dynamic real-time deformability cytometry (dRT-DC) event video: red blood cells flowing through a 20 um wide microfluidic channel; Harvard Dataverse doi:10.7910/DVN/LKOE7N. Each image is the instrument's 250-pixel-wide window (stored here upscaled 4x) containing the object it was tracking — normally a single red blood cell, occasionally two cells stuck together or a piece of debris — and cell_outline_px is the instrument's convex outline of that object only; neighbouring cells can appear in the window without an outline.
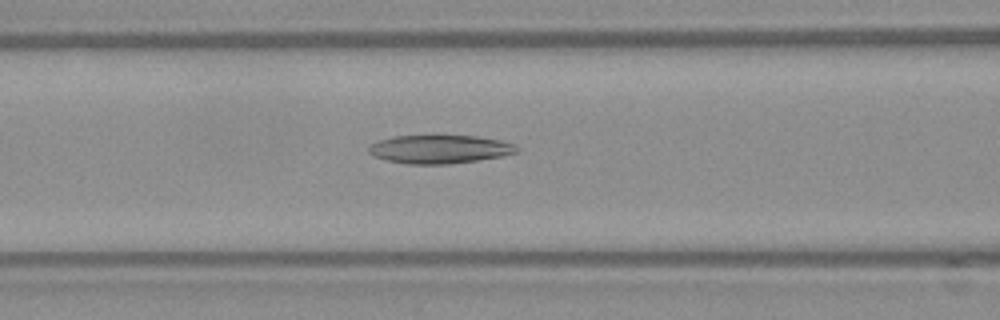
{"species": "Egyptian fruit bat (a non-hibernating species)", "species_latin": "Rousettus aegyptiacus", "temperature_condition": "warm", "stored_images_in_passage": 42, "segment_of_instrument_passage": [1, 2], "camera_frame_rate_fps": 3000, "um_per_image_px": 0.085, "frame": {"image": 1, "passage_image": 15, "time_ms": 4.667, "image_size_px": [1000, 320], "cell_outline_px": [[520, 148], [516, 152], [500, 156], [476, 160], [448, 164], [408, 164], [388, 160], [372, 156], [368, 152], [368, 144], [392, 136], [476, 136], [500, 140], [516, 144]], "centroid_in_image_um": [37.34, 12.68], "position_along_channel_um": 129.3, "area_um2": 24.45}}
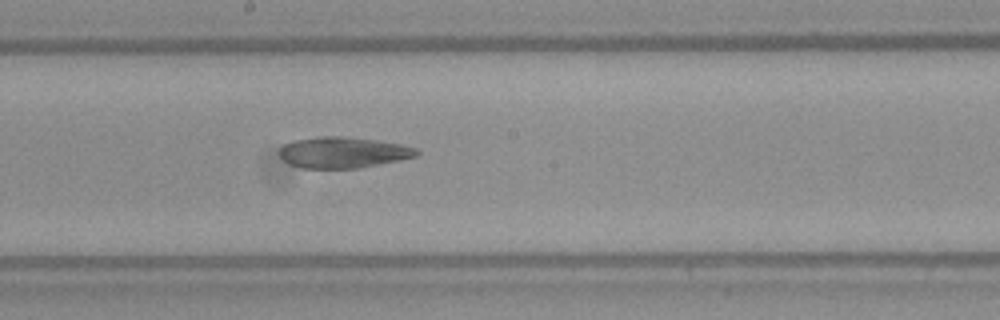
{"frame": {"image": 2, "passage_image": 22, "time_ms": 7.0, "image_size_px": [1000, 320], "cell_outline_px": [[420, 152], [416, 156], [400, 160], [360, 168], [300, 168], [288, 164], [280, 156], [280, 148], [284, 144], [296, 140], [316, 136], [344, 136], [376, 140], [400, 144], [416, 148]], "centroid_in_image_um": [29.15, 12.96], "position_along_channel_um": 219.0, "area_um2": 24.85}}
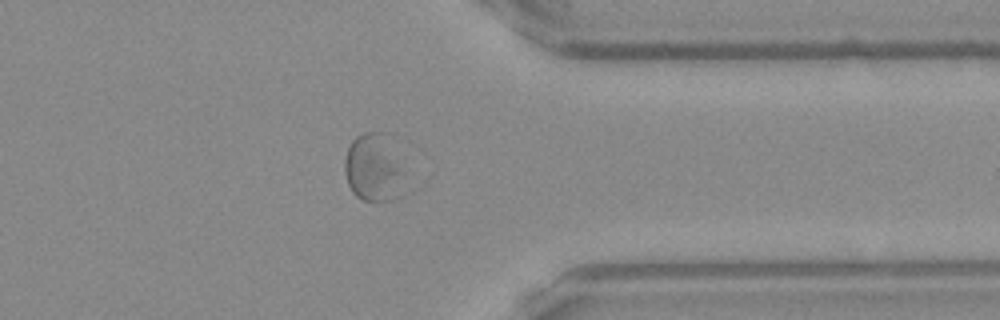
{"frame": {"image": 3, "passage_image": 35, "time_ms": 11.333, "image_size_px": [1000, 320], "cell_outline_px": [[404, 172], [400, 196], [392, 200], [364, 200], [356, 196], [352, 192], [348, 184], [344, 172], [344, 160], [348, 148], [352, 140], [356, 136], [364, 132], [384, 132]], "centroid_in_image_um": [31.72, 14.27], "position_along_channel_um": 379.7, "area_um2": 23.47}}